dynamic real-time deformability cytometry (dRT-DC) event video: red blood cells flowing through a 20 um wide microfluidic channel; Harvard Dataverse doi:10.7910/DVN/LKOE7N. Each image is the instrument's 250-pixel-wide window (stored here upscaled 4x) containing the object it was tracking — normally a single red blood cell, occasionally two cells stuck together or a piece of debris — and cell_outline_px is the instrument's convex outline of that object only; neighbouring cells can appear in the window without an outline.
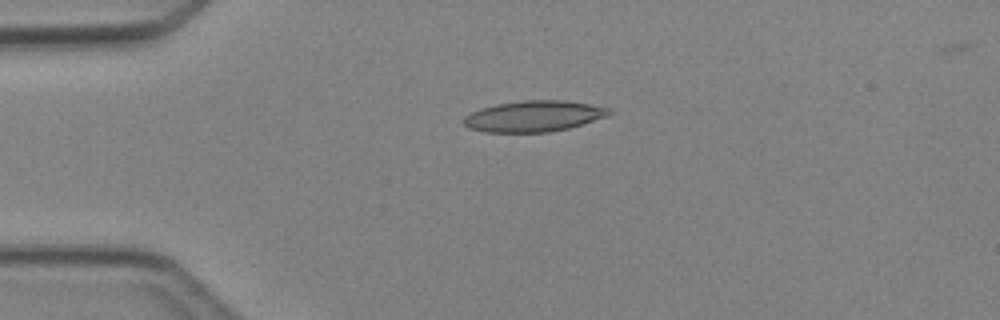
{"species": "Egyptian fruit bat (a non-hibernating species)", "species_latin": "Rousettus aegyptiacus", "temperature_condition": "cold", "stored_images_in_passage": 4, "camera_frame_rate_fps": 3000, "um_per_image_px": 0.085, "animal": {"sex": "female"}, "frame": {"image": 1, "passage_image": 3, "time_ms": 2.667, "image_size_px": [1000, 320], "cell_outline_px": [[612, 112], [608, 116], [568, 128], [548, 132], [484, 132], [468, 128], [464, 124], [464, 116], [480, 108], [496, 104], [520, 100], [564, 100], [612, 108]], "centroid_in_image_um": [45.36, 9.87], "position_along_channel_um": 39.6, "area_um2": 26.3}}